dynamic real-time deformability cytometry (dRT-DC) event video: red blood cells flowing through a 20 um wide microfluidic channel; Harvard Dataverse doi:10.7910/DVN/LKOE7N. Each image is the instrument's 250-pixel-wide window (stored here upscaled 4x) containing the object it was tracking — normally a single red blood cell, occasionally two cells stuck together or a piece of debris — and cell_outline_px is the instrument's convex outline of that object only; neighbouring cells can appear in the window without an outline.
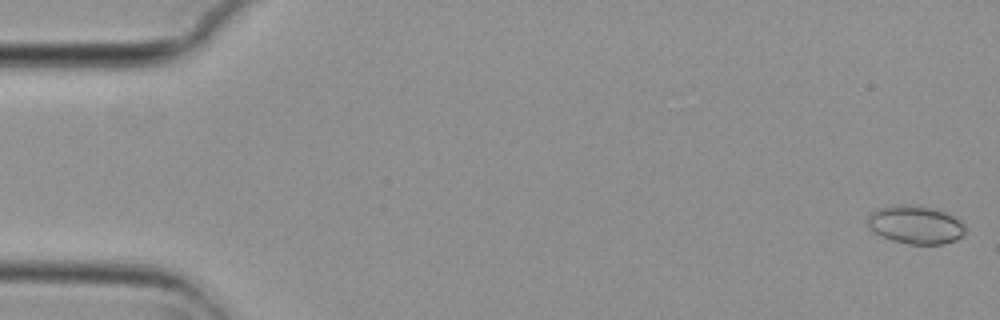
{"species": "common noctule bat (a hibernating species)", "species_latin": "Nyctalus noctula", "temperature_condition": "cold", "stored_images_in_passage": 56, "camera_frame_rate_fps": 3000, "um_per_image_px": 0.085, "animal": {"sex": "female", "body_mass_g": 29.2, "forearm_length_mm": 56.3}, "frame": {"image": 1, "passage_image": 1, "time_ms": 0.0, "image_size_px": [1000, 320], "cell_outline_px": [[964, 232], [956, 240], [944, 244], [908, 244], [892, 240], [880, 236], [864, 220], [876, 208], [896, 204], [904, 204], [932, 208], [944, 212], [952, 216], [964, 224]], "centroid_in_image_um": [77.77, 19.1], "position_along_channel_um": 7.2, "area_um2": 21.62}}
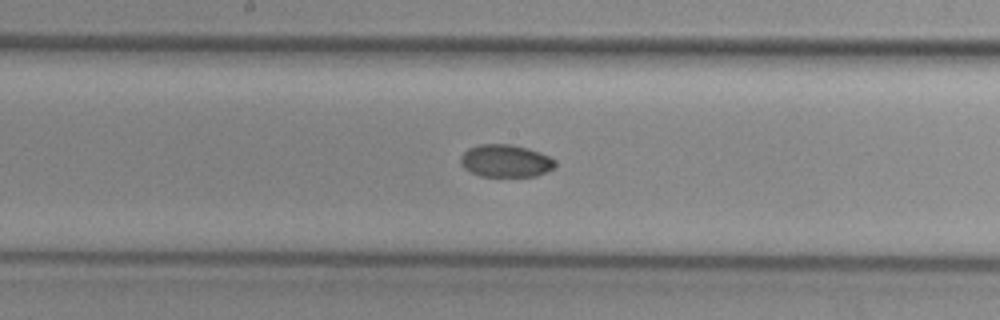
{"frame": {"image": 2, "passage_image": 29, "time_ms": 9.333, "image_size_px": [1000, 320], "cell_outline_px": [[556, 164], [552, 168], [536, 176], [480, 176], [464, 168], [460, 164], [460, 156], [468, 148], [480, 144], [512, 144], [528, 148], [540, 152], [556, 160]], "centroid_in_image_um": [42.96, 13.66], "position_along_channel_um": 205.2, "area_um2": 17.92}}
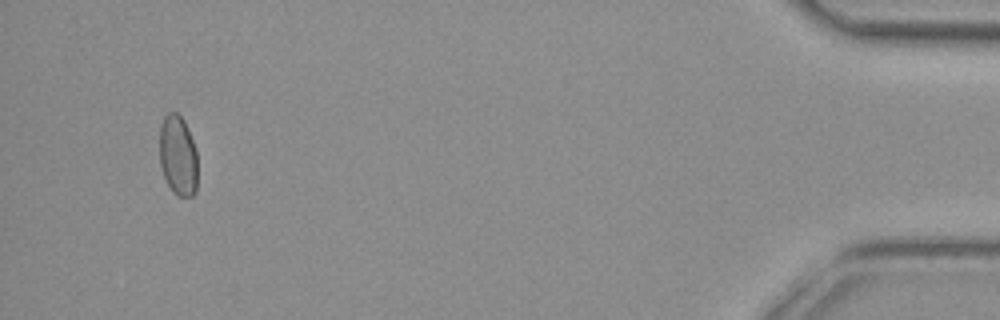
{"frame": {"image": 3, "passage_image": 53, "time_ms": 17.333, "image_size_px": [1000, 320], "cell_outline_px": [[196, 192], [192, 196], [176, 196], [172, 192], [164, 176], [160, 164], [160, 124], [164, 116], [168, 112], [176, 112], [184, 120], [192, 140], [196, 152]], "centroid_in_image_um": [15.11, 13.22], "position_along_channel_um": 420.1, "area_um2": 17.74}}